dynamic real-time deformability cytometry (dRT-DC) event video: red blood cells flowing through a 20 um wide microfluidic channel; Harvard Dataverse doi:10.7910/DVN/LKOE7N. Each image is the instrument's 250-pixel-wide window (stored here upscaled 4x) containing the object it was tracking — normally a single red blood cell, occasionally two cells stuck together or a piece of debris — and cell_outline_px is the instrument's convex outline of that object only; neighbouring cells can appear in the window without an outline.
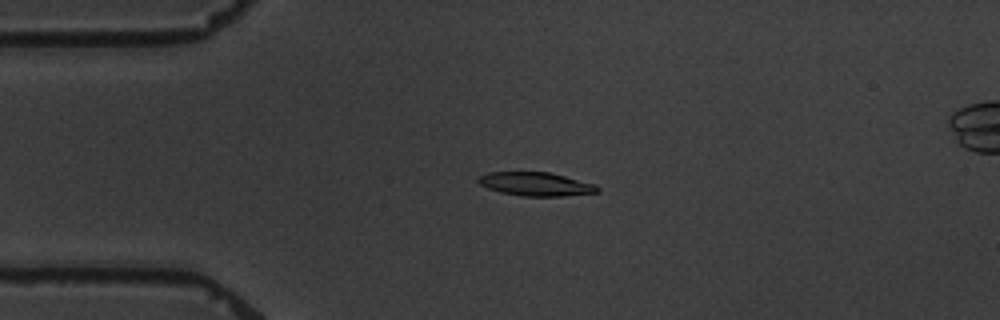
{"species": "common noctule bat (a hibernating species)", "species_latin": "Nyctalus noctula", "temperature_condition": "warm", "stored_images_in_passage": 5, "camera_frame_rate_fps": 3000, "um_per_image_px": 0.085, "animal": {"sex": "male", "body_mass_g": 19.5, "forearm_length_mm": 54.6}, "frame": {"image": 1, "passage_image": 4, "time_ms": 3.333, "image_size_px": [1000, 320], "cell_outline_px": [[600, 192], [564, 196], [524, 196], [500, 192], [488, 188], [480, 184], [476, 180], [480, 176], [488, 172], [548, 172], [596, 184], [600, 188]], "centroid_in_image_um": [45.57, 15.65], "position_along_channel_um": 39.4, "area_um2": 16.36}}